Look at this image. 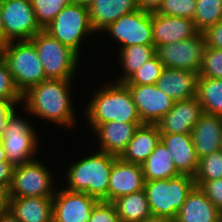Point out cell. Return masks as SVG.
I'll return each instance as SVG.
<instances>
[{"label":"cell","mask_w":222,"mask_h":222,"mask_svg":"<svg viewBox=\"0 0 222 222\" xmlns=\"http://www.w3.org/2000/svg\"><path fill=\"white\" fill-rule=\"evenodd\" d=\"M72 80L47 79L22 94L25 112L64 128L76 123L74 106L70 97Z\"/></svg>","instance_id":"obj_1"},{"label":"cell","mask_w":222,"mask_h":222,"mask_svg":"<svg viewBox=\"0 0 222 222\" xmlns=\"http://www.w3.org/2000/svg\"><path fill=\"white\" fill-rule=\"evenodd\" d=\"M117 156L97 151L73 162L64 176L65 188L72 192H85L99 201L108 202V186L112 165Z\"/></svg>","instance_id":"obj_2"},{"label":"cell","mask_w":222,"mask_h":222,"mask_svg":"<svg viewBox=\"0 0 222 222\" xmlns=\"http://www.w3.org/2000/svg\"><path fill=\"white\" fill-rule=\"evenodd\" d=\"M113 82L95 91L89 100L84 112L87 122L89 124H103L110 121L142 123L127 85L114 80Z\"/></svg>","instance_id":"obj_3"},{"label":"cell","mask_w":222,"mask_h":222,"mask_svg":"<svg viewBox=\"0 0 222 222\" xmlns=\"http://www.w3.org/2000/svg\"><path fill=\"white\" fill-rule=\"evenodd\" d=\"M194 186L193 176L187 174L170 179L145 181L144 191L152 215L174 221Z\"/></svg>","instance_id":"obj_4"},{"label":"cell","mask_w":222,"mask_h":222,"mask_svg":"<svg viewBox=\"0 0 222 222\" xmlns=\"http://www.w3.org/2000/svg\"><path fill=\"white\" fill-rule=\"evenodd\" d=\"M0 53L21 94L47 80L38 52L30 40L9 41L0 47Z\"/></svg>","instance_id":"obj_5"},{"label":"cell","mask_w":222,"mask_h":222,"mask_svg":"<svg viewBox=\"0 0 222 222\" xmlns=\"http://www.w3.org/2000/svg\"><path fill=\"white\" fill-rule=\"evenodd\" d=\"M30 41L34 44L47 79L73 80L80 64L79 55L61 44L44 29Z\"/></svg>","instance_id":"obj_6"},{"label":"cell","mask_w":222,"mask_h":222,"mask_svg":"<svg viewBox=\"0 0 222 222\" xmlns=\"http://www.w3.org/2000/svg\"><path fill=\"white\" fill-rule=\"evenodd\" d=\"M44 30L78 55L84 37L96 33L91 25L88 7L74 3L65 6Z\"/></svg>","instance_id":"obj_7"},{"label":"cell","mask_w":222,"mask_h":222,"mask_svg":"<svg viewBox=\"0 0 222 222\" xmlns=\"http://www.w3.org/2000/svg\"><path fill=\"white\" fill-rule=\"evenodd\" d=\"M35 131L34 126L19 116L15 109L10 113L0 139L8 161L14 166L36 159L34 156L40 145Z\"/></svg>","instance_id":"obj_8"},{"label":"cell","mask_w":222,"mask_h":222,"mask_svg":"<svg viewBox=\"0 0 222 222\" xmlns=\"http://www.w3.org/2000/svg\"><path fill=\"white\" fill-rule=\"evenodd\" d=\"M43 162L36 159L17 165L8 189V198L44 197L53 198V173Z\"/></svg>","instance_id":"obj_9"},{"label":"cell","mask_w":222,"mask_h":222,"mask_svg":"<svg viewBox=\"0 0 222 222\" xmlns=\"http://www.w3.org/2000/svg\"><path fill=\"white\" fill-rule=\"evenodd\" d=\"M1 14L4 45L9 41L30 40L43 30L30 0H1Z\"/></svg>","instance_id":"obj_10"},{"label":"cell","mask_w":222,"mask_h":222,"mask_svg":"<svg viewBox=\"0 0 222 222\" xmlns=\"http://www.w3.org/2000/svg\"><path fill=\"white\" fill-rule=\"evenodd\" d=\"M205 48L204 35L198 32L191 38L157 47L156 55L164 67L189 70L198 74Z\"/></svg>","instance_id":"obj_11"},{"label":"cell","mask_w":222,"mask_h":222,"mask_svg":"<svg viewBox=\"0 0 222 222\" xmlns=\"http://www.w3.org/2000/svg\"><path fill=\"white\" fill-rule=\"evenodd\" d=\"M114 41L120 43V49L132 45H154L152 12L138 9L120 16L103 30Z\"/></svg>","instance_id":"obj_12"},{"label":"cell","mask_w":222,"mask_h":222,"mask_svg":"<svg viewBox=\"0 0 222 222\" xmlns=\"http://www.w3.org/2000/svg\"><path fill=\"white\" fill-rule=\"evenodd\" d=\"M127 87L143 124H156L172 109L175 102L156 84Z\"/></svg>","instance_id":"obj_13"},{"label":"cell","mask_w":222,"mask_h":222,"mask_svg":"<svg viewBox=\"0 0 222 222\" xmlns=\"http://www.w3.org/2000/svg\"><path fill=\"white\" fill-rule=\"evenodd\" d=\"M52 201L53 222H88L99 200L85 192H72L62 188L55 191Z\"/></svg>","instance_id":"obj_14"},{"label":"cell","mask_w":222,"mask_h":222,"mask_svg":"<svg viewBox=\"0 0 222 222\" xmlns=\"http://www.w3.org/2000/svg\"><path fill=\"white\" fill-rule=\"evenodd\" d=\"M203 109L197 97L175 101L172 109L157 123L160 134H191Z\"/></svg>","instance_id":"obj_15"},{"label":"cell","mask_w":222,"mask_h":222,"mask_svg":"<svg viewBox=\"0 0 222 222\" xmlns=\"http://www.w3.org/2000/svg\"><path fill=\"white\" fill-rule=\"evenodd\" d=\"M142 165L128 163L117 157L112 165L108 186V202L144 190Z\"/></svg>","instance_id":"obj_16"},{"label":"cell","mask_w":222,"mask_h":222,"mask_svg":"<svg viewBox=\"0 0 222 222\" xmlns=\"http://www.w3.org/2000/svg\"><path fill=\"white\" fill-rule=\"evenodd\" d=\"M152 29L155 48L191 38L199 32L193 19L160 15L155 11L152 12Z\"/></svg>","instance_id":"obj_17"},{"label":"cell","mask_w":222,"mask_h":222,"mask_svg":"<svg viewBox=\"0 0 222 222\" xmlns=\"http://www.w3.org/2000/svg\"><path fill=\"white\" fill-rule=\"evenodd\" d=\"M143 123H122L110 121L103 124H89L99 140V151L119 157L133 138L135 130Z\"/></svg>","instance_id":"obj_18"},{"label":"cell","mask_w":222,"mask_h":222,"mask_svg":"<svg viewBox=\"0 0 222 222\" xmlns=\"http://www.w3.org/2000/svg\"><path fill=\"white\" fill-rule=\"evenodd\" d=\"M160 141L171 154L174 166L180 174H196L199 159L196 155L191 134H161Z\"/></svg>","instance_id":"obj_19"},{"label":"cell","mask_w":222,"mask_h":222,"mask_svg":"<svg viewBox=\"0 0 222 222\" xmlns=\"http://www.w3.org/2000/svg\"><path fill=\"white\" fill-rule=\"evenodd\" d=\"M191 135L198 159L219 151L222 140V116L203 113L194 125Z\"/></svg>","instance_id":"obj_20"},{"label":"cell","mask_w":222,"mask_h":222,"mask_svg":"<svg viewBox=\"0 0 222 222\" xmlns=\"http://www.w3.org/2000/svg\"><path fill=\"white\" fill-rule=\"evenodd\" d=\"M197 78L192 71L164 67L156 85L172 100L181 101L196 96Z\"/></svg>","instance_id":"obj_21"},{"label":"cell","mask_w":222,"mask_h":222,"mask_svg":"<svg viewBox=\"0 0 222 222\" xmlns=\"http://www.w3.org/2000/svg\"><path fill=\"white\" fill-rule=\"evenodd\" d=\"M161 134L156 124H142L135 130L119 158L125 162L142 165L160 142Z\"/></svg>","instance_id":"obj_22"},{"label":"cell","mask_w":222,"mask_h":222,"mask_svg":"<svg viewBox=\"0 0 222 222\" xmlns=\"http://www.w3.org/2000/svg\"><path fill=\"white\" fill-rule=\"evenodd\" d=\"M219 212L204 192L195 185L188 193L174 222H218Z\"/></svg>","instance_id":"obj_23"},{"label":"cell","mask_w":222,"mask_h":222,"mask_svg":"<svg viewBox=\"0 0 222 222\" xmlns=\"http://www.w3.org/2000/svg\"><path fill=\"white\" fill-rule=\"evenodd\" d=\"M94 31L102 33L120 16L138 10L136 0H93L88 7Z\"/></svg>","instance_id":"obj_24"},{"label":"cell","mask_w":222,"mask_h":222,"mask_svg":"<svg viewBox=\"0 0 222 222\" xmlns=\"http://www.w3.org/2000/svg\"><path fill=\"white\" fill-rule=\"evenodd\" d=\"M8 209L20 222H53L52 198H8Z\"/></svg>","instance_id":"obj_25"},{"label":"cell","mask_w":222,"mask_h":222,"mask_svg":"<svg viewBox=\"0 0 222 222\" xmlns=\"http://www.w3.org/2000/svg\"><path fill=\"white\" fill-rule=\"evenodd\" d=\"M142 168L145 181L170 179L180 175L170 152L161 141L142 164Z\"/></svg>","instance_id":"obj_26"},{"label":"cell","mask_w":222,"mask_h":222,"mask_svg":"<svg viewBox=\"0 0 222 222\" xmlns=\"http://www.w3.org/2000/svg\"><path fill=\"white\" fill-rule=\"evenodd\" d=\"M112 204L120 222H140L152 216L144 190L121 196L112 201Z\"/></svg>","instance_id":"obj_27"},{"label":"cell","mask_w":222,"mask_h":222,"mask_svg":"<svg viewBox=\"0 0 222 222\" xmlns=\"http://www.w3.org/2000/svg\"><path fill=\"white\" fill-rule=\"evenodd\" d=\"M196 97L203 113L222 116V79L198 76Z\"/></svg>","instance_id":"obj_28"},{"label":"cell","mask_w":222,"mask_h":222,"mask_svg":"<svg viewBox=\"0 0 222 222\" xmlns=\"http://www.w3.org/2000/svg\"><path fill=\"white\" fill-rule=\"evenodd\" d=\"M119 62L124 74L115 82L125 83L145 62L156 55L154 45H132L119 49Z\"/></svg>","instance_id":"obj_29"},{"label":"cell","mask_w":222,"mask_h":222,"mask_svg":"<svg viewBox=\"0 0 222 222\" xmlns=\"http://www.w3.org/2000/svg\"><path fill=\"white\" fill-rule=\"evenodd\" d=\"M196 29L204 32L222 20V0H196L193 17Z\"/></svg>","instance_id":"obj_30"},{"label":"cell","mask_w":222,"mask_h":222,"mask_svg":"<svg viewBox=\"0 0 222 222\" xmlns=\"http://www.w3.org/2000/svg\"><path fill=\"white\" fill-rule=\"evenodd\" d=\"M195 182H206L222 178V151H216L199 159L194 175Z\"/></svg>","instance_id":"obj_31"},{"label":"cell","mask_w":222,"mask_h":222,"mask_svg":"<svg viewBox=\"0 0 222 222\" xmlns=\"http://www.w3.org/2000/svg\"><path fill=\"white\" fill-rule=\"evenodd\" d=\"M36 21L44 29L71 0H30Z\"/></svg>","instance_id":"obj_32"},{"label":"cell","mask_w":222,"mask_h":222,"mask_svg":"<svg viewBox=\"0 0 222 222\" xmlns=\"http://www.w3.org/2000/svg\"><path fill=\"white\" fill-rule=\"evenodd\" d=\"M164 66L155 55L145 62L137 71L125 82L126 85H151L156 84Z\"/></svg>","instance_id":"obj_33"},{"label":"cell","mask_w":222,"mask_h":222,"mask_svg":"<svg viewBox=\"0 0 222 222\" xmlns=\"http://www.w3.org/2000/svg\"><path fill=\"white\" fill-rule=\"evenodd\" d=\"M0 102H9L19 105L22 102V94L16 88L8 66L0 53Z\"/></svg>","instance_id":"obj_34"},{"label":"cell","mask_w":222,"mask_h":222,"mask_svg":"<svg viewBox=\"0 0 222 222\" xmlns=\"http://www.w3.org/2000/svg\"><path fill=\"white\" fill-rule=\"evenodd\" d=\"M196 0H162L155 11L157 14L193 19Z\"/></svg>","instance_id":"obj_35"},{"label":"cell","mask_w":222,"mask_h":222,"mask_svg":"<svg viewBox=\"0 0 222 222\" xmlns=\"http://www.w3.org/2000/svg\"><path fill=\"white\" fill-rule=\"evenodd\" d=\"M198 76L222 79V49L205 48Z\"/></svg>","instance_id":"obj_36"},{"label":"cell","mask_w":222,"mask_h":222,"mask_svg":"<svg viewBox=\"0 0 222 222\" xmlns=\"http://www.w3.org/2000/svg\"><path fill=\"white\" fill-rule=\"evenodd\" d=\"M88 222H120L112 202L98 201L94 206Z\"/></svg>","instance_id":"obj_37"},{"label":"cell","mask_w":222,"mask_h":222,"mask_svg":"<svg viewBox=\"0 0 222 222\" xmlns=\"http://www.w3.org/2000/svg\"><path fill=\"white\" fill-rule=\"evenodd\" d=\"M195 185L204 192L219 211L222 210V178L206 182H195Z\"/></svg>","instance_id":"obj_38"},{"label":"cell","mask_w":222,"mask_h":222,"mask_svg":"<svg viewBox=\"0 0 222 222\" xmlns=\"http://www.w3.org/2000/svg\"><path fill=\"white\" fill-rule=\"evenodd\" d=\"M206 47L222 49V20L203 32Z\"/></svg>","instance_id":"obj_39"},{"label":"cell","mask_w":222,"mask_h":222,"mask_svg":"<svg viewBox=\"0 0 222 222\" xmlns=\"http://www.w3.org/2000/svg\"><path fill=\"white\" fill-rule=\"evenodd\" d=\"M15 166L9 161L0 162V186L7 191L10 187Z\"/></svg>","instance_id":"obj_40"},{"label":"cell","mask_w":222,"mask_h":222,"mask_svg":"<svg viewBox=\"0 0 222 222\" xmlns=\"http://www.w3.org/2000/svg\"><path fill=\"white\" fill-rule=\"evenodd\" d=\"M14 109H16L14 103L0 102V137L6 127L7 119Z\"/></svg>","instance_id":"obj_41"},{"label":"cell","mask_w":222,"mask_h":222,"mask_svg":"<svg viewBox=\"0 0 222 222\" xmlns=\"http://www.w3.org/2000/svg\"><path fill=\"white\" fill-rule=\"evenodd\" d=\"M136 2L139 9L154 12L160 6L162 0H136Z\"/></svg>","instance_id":"obj_42"},{"label":"cell","mask_w":222,"mask_h":222,"mask_svg":"<svg viewBox=\"0 0 222 222\" xmlns=\"http://www.w3.org/2000/svg\"><path fill=\"white\" fill-rule=\"evenodd\" d=\"M9 199L8 191L0 186V215L8 209Z\"/></svg>","instance_id":"obj_43"},{"label":"cell","mask_w":222,"mask_h":222,"mask_svg":"<svg viewBox=\"0 0 222 222\" xmlns=\"http://www.w3.org/2000/svg\"><path fill=\"white\" fill-rule=\"evenodd\" d=\"M0 222H20V221L9 209H7L0 215Z\"/></svg>","instance_id":"obj_44"},{"label":"cell","mask_w":222,"mask_h":222,"mask_svg":"<svg viewBox=\"0 0 222 222\" xmlns=\"http://www.w3.org/2000/svg\"><path fill=\"white\" fill-rule=\"evenodd\" d=\"M140 222H174L171 219L165 218V217H159V216H150Z\"/></svg>","instance_id":"obj_45"},{"label":"cell","mask_w":222,"mask_h":222,"mask_svg":"<svg viewBox=\"0 0 222 222\" xmlns=\"http://www.w3.org/2000/svg\"><path fill=\"white\" fill-rule=\"evenodd\" d=\"M4 46V32L2 24V14H1V0H0V47Z\"/></svg>","instance_id":"obj_46"},{"label":"cell","mask_w":222,"mask_h":222,"mask_svg":"<svg viewBox=\"0 0 222 222\" xmlns=\"http://www.w3.org/2000/svg\"><path fill=\"white\" fill-rule=\"evenodd\" d=\"M71 1L74 4L82 5V6H85V7H89L93 2V0H71Z\"/></svg>","instance_id":"obj_47"},{"label":"cell","mask_w":222,"mask_h":222,"mask_svg":"<svg viewBox=\"0 0 222 222\" xmlns=\"http://www.w3.org/2000/svg\"><path fill=\"white\" fill-rule=\"evenodd\" d=\"M2 161H8L7 156H6V152L4 150L2 141L0 139V162Z\"/></svg>","instance_id":"obj_48"},{"label":"cell","mask_w":222,"mask_h":222,"mask_svg":"<svg viewBox=\"0 0 222 222\" xmlns=\"http://www.w3.org/2000/svg\"><path fill=\"white\" fill-rule=\"evenodd\" d=\"M218 222H222V210H220V212H219V221Z\"/></svg>","instance_id":"obj_49"}]
</instances>
